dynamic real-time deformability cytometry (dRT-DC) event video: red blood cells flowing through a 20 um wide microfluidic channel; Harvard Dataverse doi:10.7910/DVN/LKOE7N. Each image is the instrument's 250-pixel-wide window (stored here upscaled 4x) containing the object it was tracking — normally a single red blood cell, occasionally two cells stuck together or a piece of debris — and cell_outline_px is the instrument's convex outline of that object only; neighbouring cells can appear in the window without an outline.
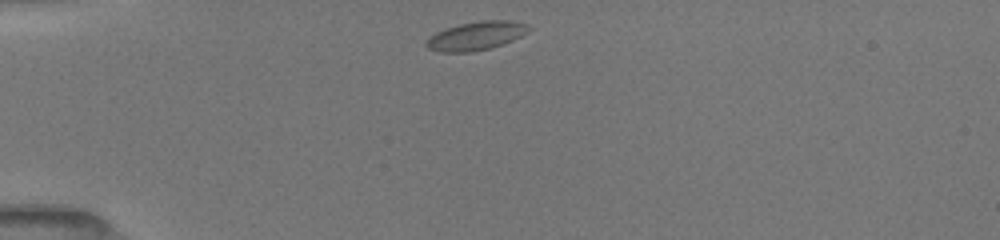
{"species": "common noctule bat (a hibernating species)", "species_latin": "Nyctalus noctula", "temperature_condition": "room temperature", "stored_images_in_passage": 56, "camera_frame_rate_fps": 3000, "um_per_image_px": 0.085, "animal": {"sex": "female", "body_mass_g": 19.5, "forearm_length_mm": 54.1}, "frame": {"image": 1, "passage_image": 1, "time_ms": 0.0, "image_size_px": [1000, 240], "cell_outline_px": [[532, 28], [528, 32], [512, 40], [488, 48], [472, 52], [440, 52], [428, 48], [424, 44], [428, 36], [436, 32], [460, 24], [480, 20], [508, 20], [528, 24]], "centroid_in_image_um": [40.45, 3.04], "position_along_channel_um": 44.5, "area_um2": 16.99}}
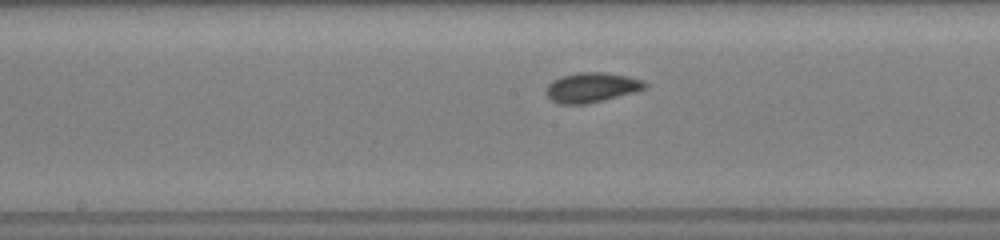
{"frame": {"image": 2, "passage_image": 30, "time_ms": 4.667, "image_size_px": [1000, 240], "cell_outline_px": [[648, 84], [644, 88], [636, 92], [588, 104], [560, 104], [552, 100], [544, 92], [548, 84], [552, 80], [560, 76], [576, 72], [604, 72], [628, 76], [644, 80]], "centroid_in_image_um": [50.28, 7.43], "position_along_channel_um": 197.9, "area_um2": 17.4}}
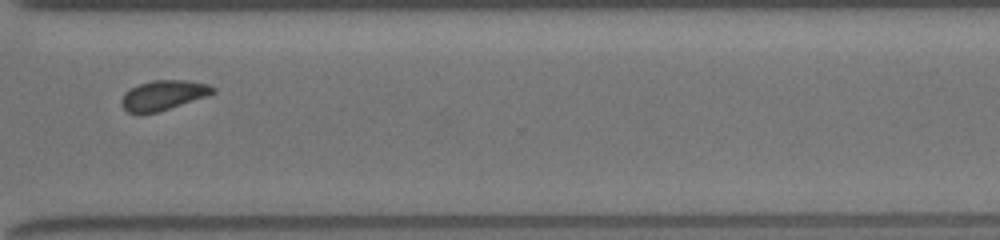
{"frame": {"image": 3, "passage_image": 55, "time_ms": 8.667, "image_size_px": [1000, 240], "cell_outline_px": [[216, 92], [208, 96], [156, 112], [128, 112], [120, 104], [120, 100], [124, 92], [140, 84], [152, 80], [188, 80], [208, 84], [216, 88]], "centroid_in_image_um": [13.91, 8.07], "position_along_channel_um": 356.7, "area_um2": 15.72}}